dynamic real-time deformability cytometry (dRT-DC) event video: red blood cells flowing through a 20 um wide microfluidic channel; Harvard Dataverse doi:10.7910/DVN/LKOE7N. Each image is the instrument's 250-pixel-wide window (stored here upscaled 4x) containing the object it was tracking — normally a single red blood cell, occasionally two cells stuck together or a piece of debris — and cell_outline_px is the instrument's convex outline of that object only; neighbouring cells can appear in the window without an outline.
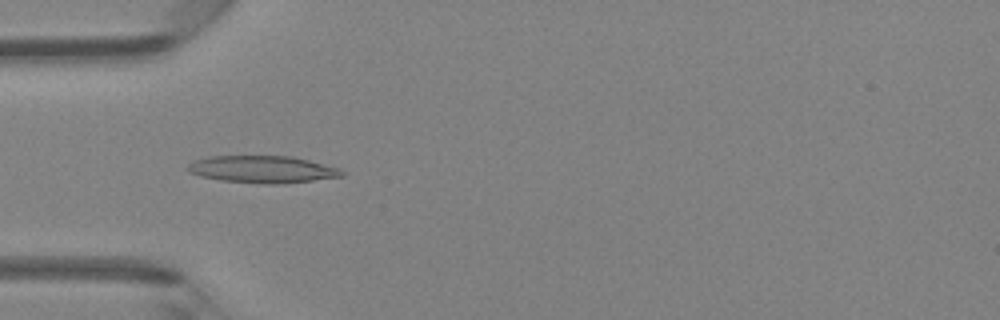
{"species": "Egyptian fruit bat (a non-hibernating species)", "species_latin": "Rousettus aegyptiacus", "temperature_condition": "room temperature", "stored_images_in_passage": 47, "camera_frame_rate_fps": 3000, "um_per_image_px": 0.085, "animal": {"sex": "female"}, "frame": {"image": 1, "passage_image": 15, "time_ms": 4.667, "image_size_px": [1000, 320], "cell_outline_px": [[344, 176], [312, 180], [276, 184], [268, 184], [220, 180], [200, 176], [188, 172], [184, 168], [188, 164], [196, 160], [208, 156], [292, 156], [340, 168], [344, 172]], "centroid_in_image_um": [22.27, 14.39], "position_along_channel_um": 62.7, "area_um2": 24.33}}
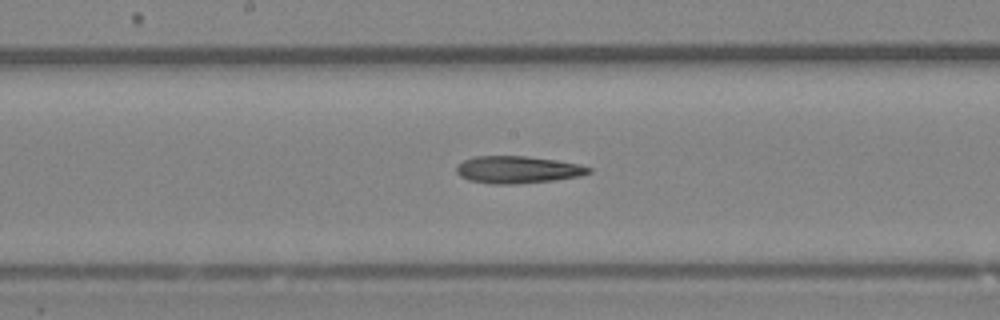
{"frame": {"image": 2, "passage_image": 25, "time_ms": 8.0, "image_size_px": [1000, 320], "cell_outline_px": [[592, 172], [580, 176], [552, 180], [516, 184], [492, 184], [468, 180], [460, 176], [456, 172], [456, 164], [472, 156], [524, 156], [556, 160], [580, 164], [592, 168]], "centroid_in_image_um": [43.97, 14.42], "position_along_channel_um": 204.2, "area_um2": 21.1}}
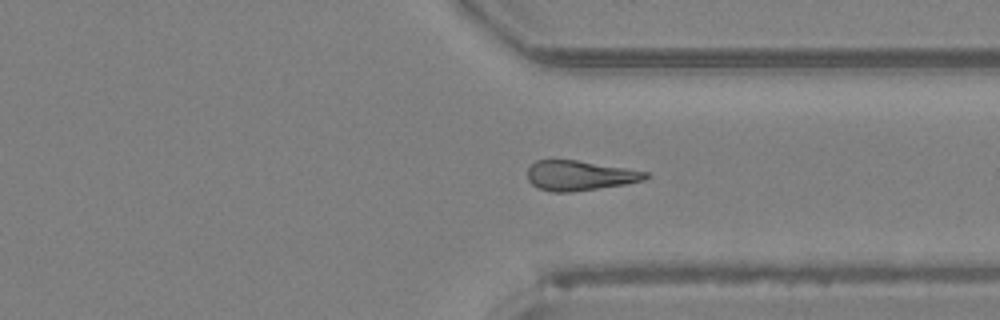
{"frame": {"image": 3, "passage_image": 36, "time_ms": 11.667, "image_size_px": [1000, 320], "cell_outline_px": [[652, 176], [644, 180], [624, 184], [572, 192], [552, 192], [540, 188], [532, 184], [528, 180], [528, 168], [536, 160], [576, 160], [648, 172]], "centroid_in_image_um": [49.28, 14.92], "position_along_channel_um": 362.1, "area_um2": 20.35}, "authors_computed_cell_mechanics": {"area_um2": 20.9236, "velocity_mm_per_s": 4.292, "shape_relaxation_time_tau1_ms": null, "shape_relaxation_time_tau2_ms": 3.4964, "deformation_change_tau1": null, "deformation_change_tau2": 0.1576}}